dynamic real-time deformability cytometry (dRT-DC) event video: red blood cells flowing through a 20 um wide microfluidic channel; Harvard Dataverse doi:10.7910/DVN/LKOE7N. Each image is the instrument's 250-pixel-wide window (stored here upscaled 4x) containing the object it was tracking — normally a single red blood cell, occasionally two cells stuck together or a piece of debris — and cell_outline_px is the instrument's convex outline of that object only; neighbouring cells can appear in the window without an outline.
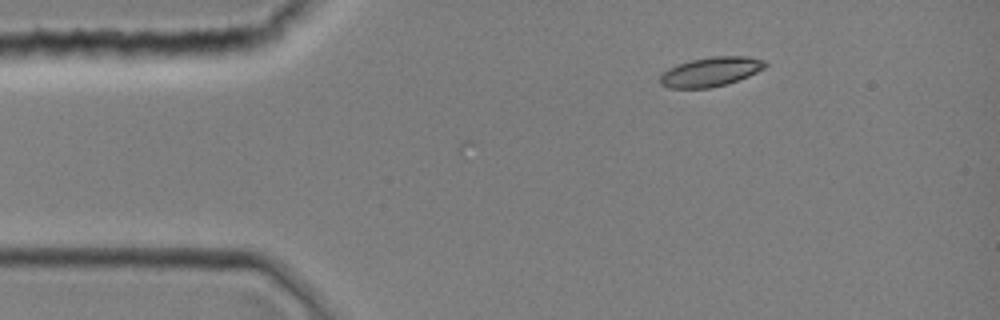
{"species": "common noctule bat (a hibernating species)", "species_latin": "Nyctalus noctula", "temperature_condition": "room temperature", "stored_images_in_passage": 4, "camera_frame_rate_fps": 3000, "um_per_image_px": 0.085, "animal": {"sex": "female", "body_mass_g": 19.0, "forearm_length_mm": 51.5}, "frame": {"image": 1, "passage_image": 1, "time_ms": 0.0, "image_size_px": [1000, 320], "cell_outline_px": [[768, 64], [764, 68], [748, 76], [728, 84], [708, 88], [668, 88], [660, 84], [660, 72], [676, 64], [692, 60], [712, 56], [748, 56], [764, 60]], "centroid_in_image_um": [60.38, 6.1], "position_along_channel_um": 24.6, "area_um2": 18.15}}